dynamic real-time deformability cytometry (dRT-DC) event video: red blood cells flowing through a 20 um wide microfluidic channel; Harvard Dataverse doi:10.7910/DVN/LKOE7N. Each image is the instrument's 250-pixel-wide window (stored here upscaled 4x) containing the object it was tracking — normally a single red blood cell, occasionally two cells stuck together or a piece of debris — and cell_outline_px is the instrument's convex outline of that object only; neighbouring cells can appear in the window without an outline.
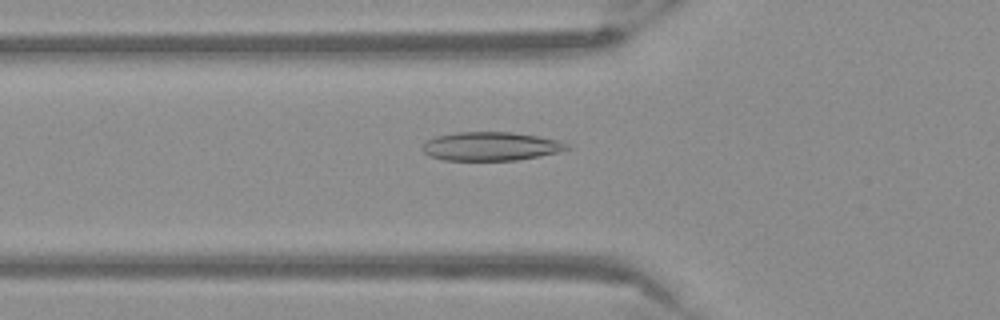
{"species": "Egyptian fruit bat (a non-hibernating species)", "species_latin": "Rousettus aegyptiacus", "temperature_condition": "warm", "stored_images_in_passage": 46, "camera_frame_rate_fps": 3000, "um_per_image_px": 0.085, "frame": {"image": 1, "passage_image": 12, "time_ms": 3.667, "image_size_px": [1000, 320], "cell_outline_px": [[572, 148], [560, 152], [540, 156], [516, 160], [444, 160], [428, 156], [420, 148], [428, 140], [436, 136], [456, 132], [512, 132], [536, 136], [556, 140], [568, 144]], "centroid_in_image_um": [41.71, 12.44], "position_along_channel_um": 84.1, "area_um2": 24.16}}
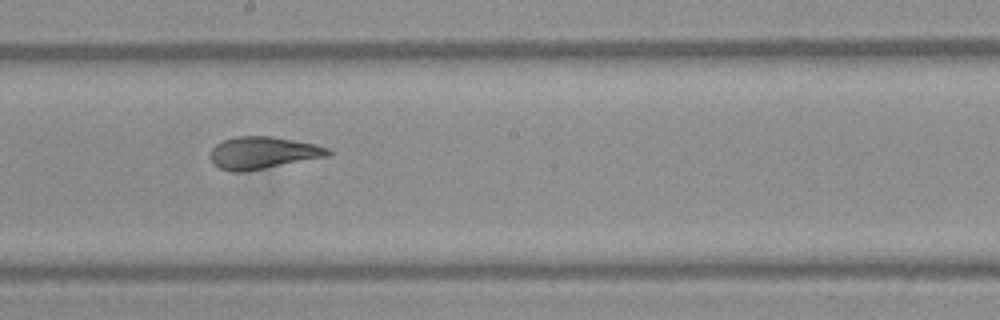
{"frame": {"image": 2, "passage_image": 23, "time_ms": 7.333, "image_size_px": [1000, 320], "cell_outline_px": [[332, 152], [328, 156], [264, 168], [240, 172], [232, 172], [220, 168], [212, 160], [212, 148], [216, 144], [224, 140], [236, 136], [272, 136], [316, 144], [328, 148]], "centroid_in_image_um": [22.37, 12.97], "position_along_channel_um": 225.8, "area_um2": 21.73}}
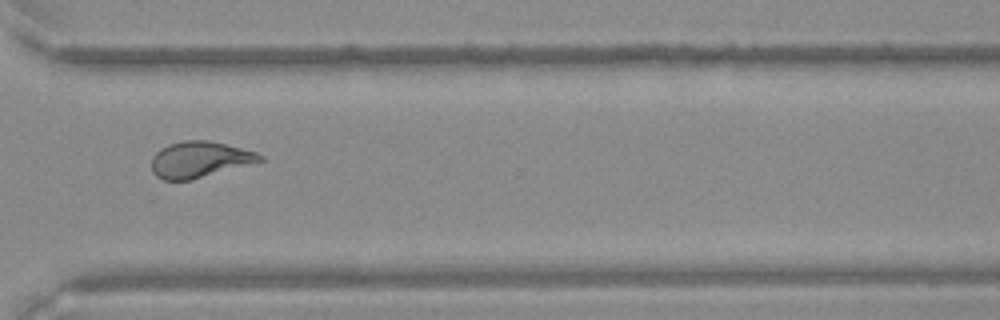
{"frame": {"image": 3, "passage_image": 33, "time_ms": 10.667, "image_size_px": [1000, 320], "cell_outline_px": [[264, 160], [188, 180], [164, 180], [156, 176], [152, 172], [152, 156], [160, 148], [168, 144], [184, 140], [208, 140], [256, 152], [264, 156]], "centroid_in_image_um": [16.91, 13.54], "position_along_channel_um": 353.7, "area_um2": 22.43}}